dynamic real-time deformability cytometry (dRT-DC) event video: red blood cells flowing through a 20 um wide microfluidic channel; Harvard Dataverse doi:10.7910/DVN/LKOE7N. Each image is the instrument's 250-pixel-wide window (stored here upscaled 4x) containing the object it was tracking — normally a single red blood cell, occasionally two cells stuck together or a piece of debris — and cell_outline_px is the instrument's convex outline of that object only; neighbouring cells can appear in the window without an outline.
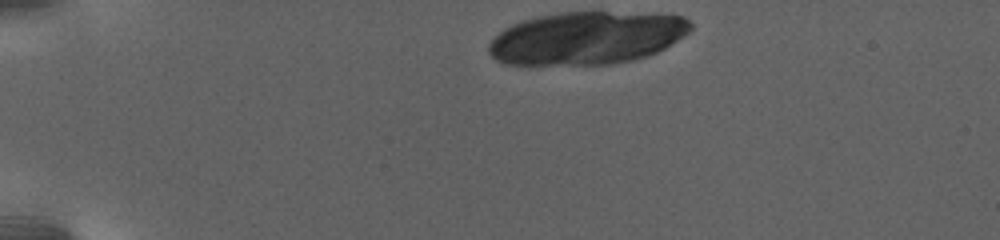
{"species": "human", "species_latin": "Homo sapiens", "temperature_condition": "warm", "stored_images_in_passage": 13, "camera_frame_rate_fps": 3000, "um_per_image_px": 0.085, "donor": {"sex": "female"}, "frame": {"image": 1, "passage_image": 1, "time_ms": 0.0, "image_size_px": [1000, 240], "cell_outline_px": [[692, 28], [684, 36], [664, 48], [648, 56], [632, 60], [612, 64], [504, 64], [496, 60], [488, 52], [488, 44], [504, 28], [512, 24], [524, 20], [540, 16], [560, 12], [656, 12], [684, 16], [692, 24]], "centroid_in_image_um": [49.92, 3.21], "position_along_channel_um": 35.1, "area_um2": 62.37}}